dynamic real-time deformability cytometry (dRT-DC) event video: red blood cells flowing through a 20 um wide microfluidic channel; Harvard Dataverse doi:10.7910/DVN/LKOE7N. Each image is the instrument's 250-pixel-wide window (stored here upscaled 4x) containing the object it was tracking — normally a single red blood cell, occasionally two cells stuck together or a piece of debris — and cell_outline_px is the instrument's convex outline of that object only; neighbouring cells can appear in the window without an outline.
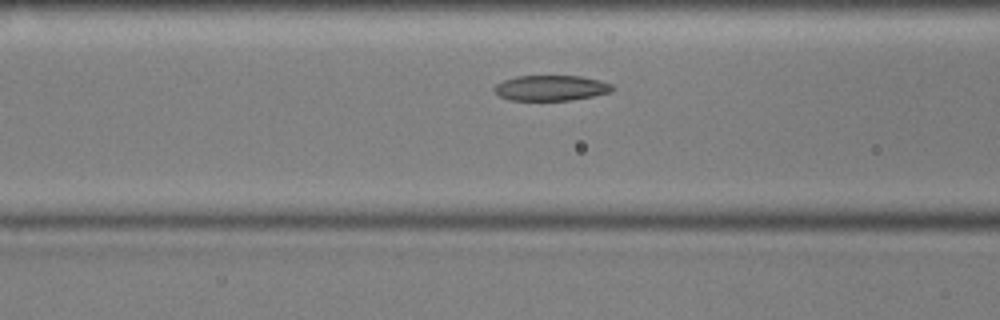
{"species": "common noctule bat (a hibernating species)", "species_latin": "Nyctalus noctula", "temperature_condition": "cold", "stored_images_in_passage": 45, "camera_frame_rate_fps": 3000, "um_per_image_px": 0.085, "animal": {"sex": "male", "body_mass_g": 17.9, "forearm_length_mm": 54.2}, "frame": {"image": 1, "passage_image": 11, "time_ms": 3.333, "image_size_px": [1000, 320], "cell_outline_px": [[616, 88], [612, 92], [572, 100], [508, 100], [500, 96], [492, 88], [496, 84], [504, 80], [516, 76], [580, 76], [600, 80], [612, 84]], "centroid_in_image_um": [46.86, 7.48], "position_along_channel_um": 119.7, "area_um2": 17.57}}
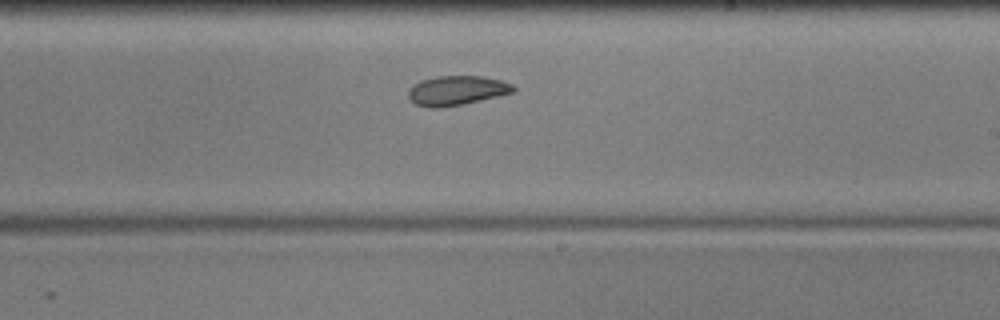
{"frame": {"image": 2, "passage_image": 22, "time_ms": 7.0, "image_size_px": [1000, 320], "cell_outline_px": [[516, 92], [480, 100], [440, 108], [432, 108], [416, 104], [408, 96], [408, 92], [420, 80], [436, 76], [484, 76], [500, 80], [512, 84], [516, 88]], "centroid_in_image_um": [38.86, 7.68], "position_along_channel_um": 250.1, "area_um2": 17.86}}
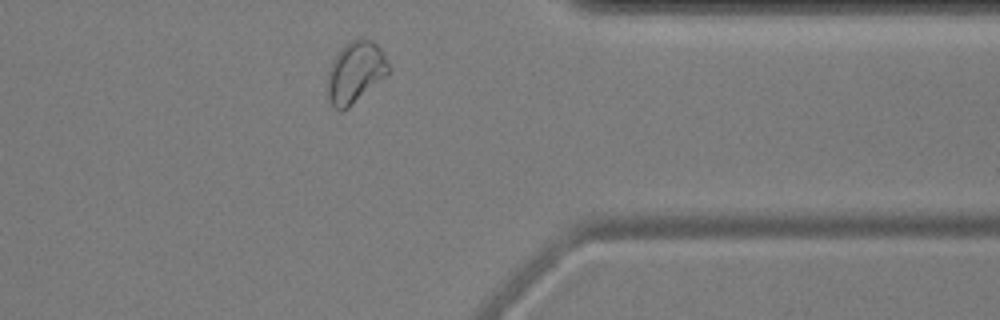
{"frame": {"image": 3, "passage_image": 34, "time_ms": 11.0, "image_size_px": [1000, 320], "cell_outline_px": [[388, 72], [384, 76], [344, 112], [340, 112], [332, 104], [328, 96], [328, 72], [332, 60], [340, 48], [348, 40], [372, 40], [384, 52], [388, 64]], "centroid_in_image_um": [30.17, 6.13], "position_along_channel_um": 381.2, "area_um2": 21.5}, "authors_computed_cell_mechanics": {"area_um2": 18.6694, "velocity_mm_per_s": 3.5534, "shape_relaxation_time_tau1_ms": null, "shape_relaxation_time_tau2_ms": 7.1416, "deformation_change_tau1": null, "deformation_change_tau2": 0.1175}}